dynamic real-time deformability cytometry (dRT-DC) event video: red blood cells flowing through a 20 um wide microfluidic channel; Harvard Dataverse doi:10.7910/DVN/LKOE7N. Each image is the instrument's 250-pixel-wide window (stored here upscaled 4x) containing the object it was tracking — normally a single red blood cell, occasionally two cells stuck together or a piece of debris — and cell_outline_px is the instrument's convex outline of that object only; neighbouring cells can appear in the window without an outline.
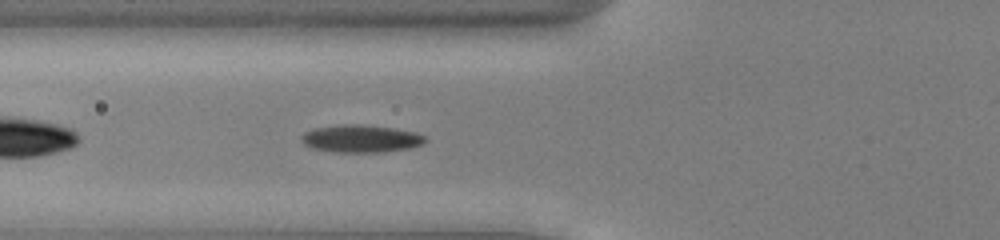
{"species": "common noctule bat (a hibernating species)", "species_latin": "Nyctalus noctula", "temperature_condition": "cold", "stored_images_in_passage": 34, "camera_frame_rate_fps": 3000, "um_per_image_px": 0.085, "animal": {"sex": "male", "body_mass_g": 13.0, "forearm_length_mm": 53.1}, "frame": {"image": 1, "passage_image": 5, "time_ms": 1.333, "image_size_px": [1000, 240], "cell_outline_px": [[428, 140], [424, 144], [408, 148], [380, 152], [336, 152], [312, 148], [304, 144], [300, 140], [300, 136], [304, 132], [316, 128], [344, 124], [360, 124], [392, 128], [416, 132], [424, 136]], "centroid_in_image_um": [30.67, 11.78], "position_along_channel_um": 95.1, "area_um2": 19.83}}
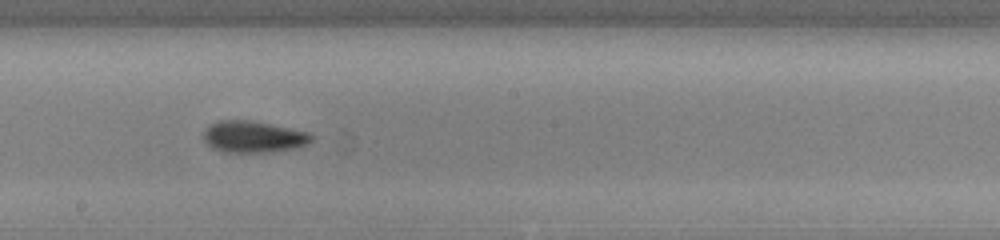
{"frame": {"image": 2, "passage_image": 15, "time_ms": 4.667, "image_size_px": [1000, 240], "cell_outline_px": [[316, 136], [308, 144], [296, 148], [272, 152], [224, 152], [212, 148], [204, 140], [204, 132], [208, 124], [220, 120], [248, 120], [308, 132]], "centroid_in_image_um": [21.54, 11.63], "position_along_channel_um": 226.7, "area_um2": 19.88}}
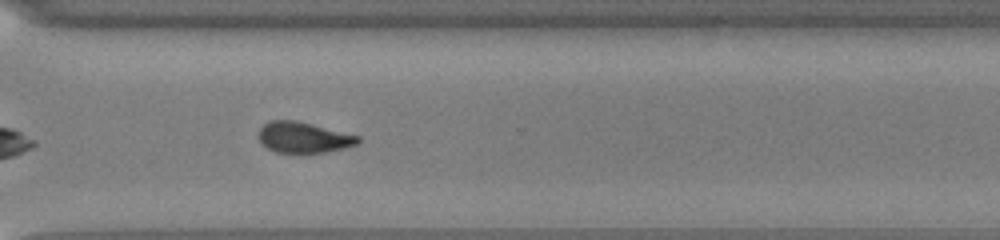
{"frame": {"image": 3, "passage_image": 24, "time_ms": 7.667, "image_size_px": [1000, 240], "cell_outline_px": [[360, 144], [344, 148], [324, 152], [276, 152], [268, 148], [260, 140], [260, 128], [264, 124], [272, 120], [296, 120], [360, 136]], "centroid_in_image_um": [25.85, 11.67], "position_along_channel_um": 344.8, "area_um2": 17.57}, "authors_computed_cell_mechanics": {"area_um2": 19.1607, "velocity_mm_per_s": 3.9479, "shape_relaxation_time_tau1_ms": 2.2159, "shape_relaxation_time_tau2_ms": 3.1856, "deformation_change_tau1": 0.1209, "deformation_change_tau2": 0.0978}}